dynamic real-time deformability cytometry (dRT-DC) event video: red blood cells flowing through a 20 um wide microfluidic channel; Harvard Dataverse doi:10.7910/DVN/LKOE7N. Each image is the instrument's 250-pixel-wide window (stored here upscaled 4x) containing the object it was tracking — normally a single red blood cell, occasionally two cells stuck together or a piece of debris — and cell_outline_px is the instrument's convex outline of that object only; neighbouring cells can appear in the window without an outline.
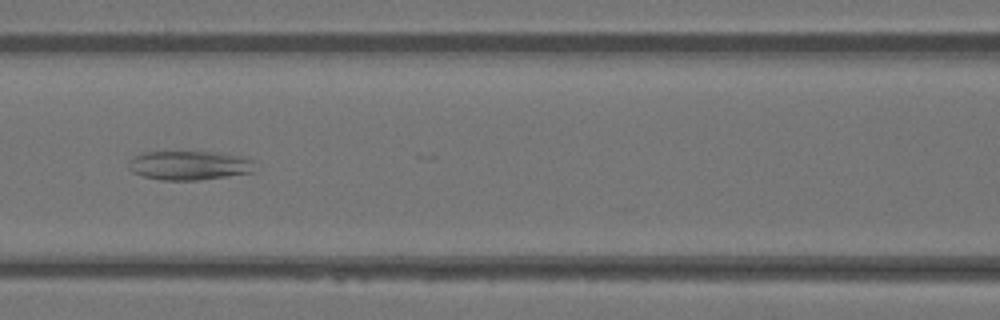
{"species": "Egyptian fruit bat (a non-hibernating species)", "species_latin": "Rousettus aegyptiacus", "temperature_condition": "warm", "stored_images_in_passage": 49, "camera_frame_rate_fps": 3000, "um_per_image_px": 0.085, "animal": {"sex": "female"}, "frame": {"image": 1, "passage_image": 22, "time_ms": 7.0, "image_size_px": [1000, 320], "cell_outline_px": [[256, 172], [200, 180], [160, 180], [144, 176], [132, 172], [128, 168], [128, 160], [132, 156], [144, 152], [216, 152], [244, 156], [256, 160]], "centroid_in_image_um": [16.15, 14.05], "position_along_channel_um": 150.5, "area_um2": 21.96}}
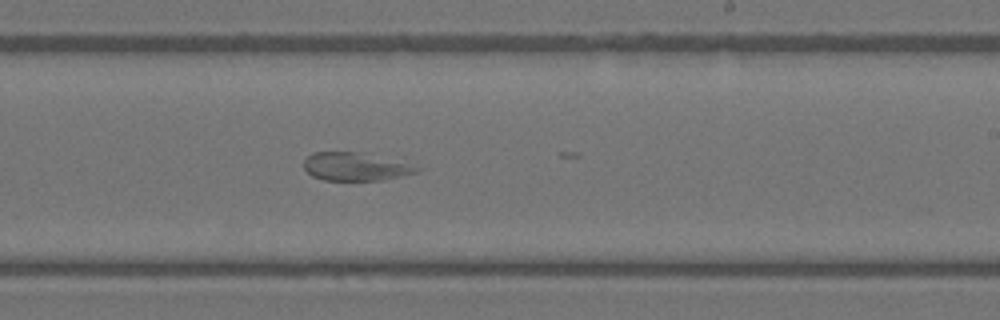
{"frame": {"image": 2, "passage_image": 30, "time_ms": 9.667, "image_size_px": [1000, 320], "cell_outline_px": [[424, 168], [416, 172], [400, 176], [380, 180], [324, 180], [312, 176], [304, 168], [304, 160], [312, 152], [356, 152]], "centroid_in_image_um": [30.13, 14.17], "position_along_channel_um": 258.9, "area_um2": 17.92}}
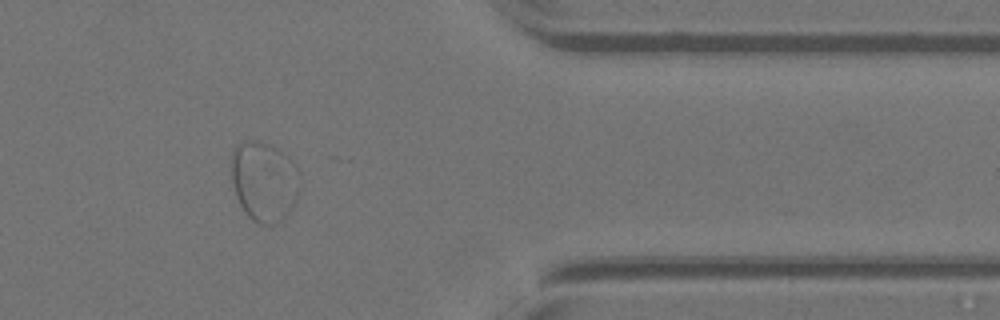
{"frame": {"image": 3, "passage_image": 41, "time_ms": 13.333, "image_size_px": [1000, 320], "cell_outline_px": [[300, 188], [288, 212], [280, 220], [272, 224], [260, 224], [252, 220], [248, 216], [240, 204], [236, 196], [232, 180], [232, 152], [236, 144], [244, 140], [256, 140], [280, 148], [296, 164]], "centroid_in_image_um": [22.44, 15.36], "position_along_channel_um": 389.0, "area_um2": 31.85}}